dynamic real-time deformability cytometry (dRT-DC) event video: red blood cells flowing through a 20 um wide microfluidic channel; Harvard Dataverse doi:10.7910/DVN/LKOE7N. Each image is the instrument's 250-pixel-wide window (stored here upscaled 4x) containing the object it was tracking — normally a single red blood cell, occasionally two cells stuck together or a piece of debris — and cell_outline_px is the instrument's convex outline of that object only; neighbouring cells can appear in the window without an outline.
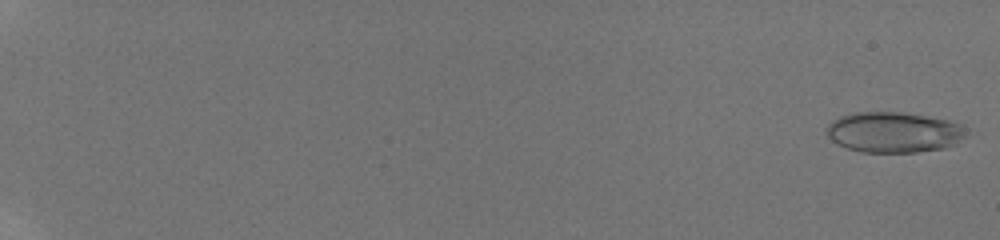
{"species": "human", "species_latin": "Homo sapiens", "temperature_condition": "room temperature", "stored_images_in_passage": 54, "camera_frame_rate_fps": 3000, "um_per_image_px": 0.085, "donor": {"sex": "male"}, "frame": {"image": 1, "passage_image": 1, "time_ms": 0.0, "image_size_px": [1000, 240], "cell_outline_px": [[968, 136], [956, 144], [944, 148], [916, 152], [860, 152], [836, 144], [824, 132], [828, 124], [832, 120], [840, 116], [852, 112], [900, 112], [928, 116], [948, 120], [960, 124], [968, 128]], "centroid_in_image_um": [75.99, 11.24], "position_along_channel_um": 9.0, "area_um2": 33.52}}
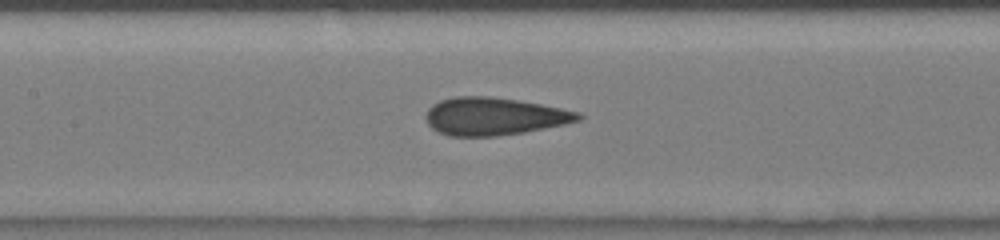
{"frame": {"image": 2, "passage_image": 30, "time_ms": 9.667, "image_size_px": [1000, 240], "cell_outline_px": [[584, 116], [580, 120], [564, 124], [524, 132], [496, 136], [448, 136], [432, 128], [428, 124], [424, 116], [428, 108], [432, 104], [440, 100], [452, 96], [488, 96], [516, 100], [540, 104], [580, 112]], "centroid_in_image_um": [41.96, 9.88], "position_along_channel_um": 165.4, "area_um2": 33.47}}
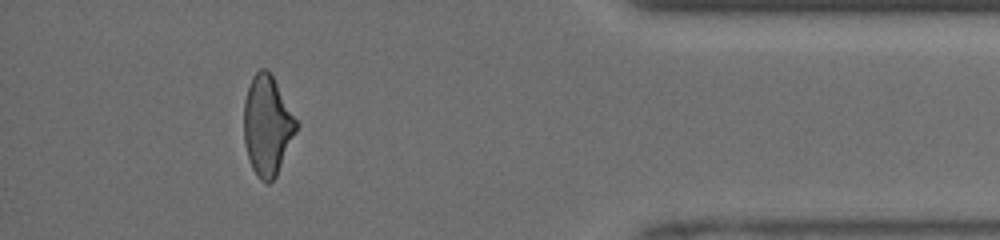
{"frame": {"image": 3, "passage_image": 50, "time_ms": 16.333, "image_size_px": [1000, 240], "cell_outline_px": [[300, 124], [276, 176], [268, 184], [260, 180], [252, 168], [244, 144], [244, 100], [252, 76], [260, 68], [268, 68]], "centroid_in_image_um": [22.73, 10.65], "position_along_channel_um": 412.5, "area_um2": 30.63}, "authors_computed_cell_mechanics": {"area_um2": 33.235, "velocity_mm_per_s": 4.1639, "shape_relaxation_time_tau1_ms": null, "shape_relaxation_time_tau2_ms": 1.1251, "deformation_change_tau1": null, "deformation_change_tau2": 0.0784}}